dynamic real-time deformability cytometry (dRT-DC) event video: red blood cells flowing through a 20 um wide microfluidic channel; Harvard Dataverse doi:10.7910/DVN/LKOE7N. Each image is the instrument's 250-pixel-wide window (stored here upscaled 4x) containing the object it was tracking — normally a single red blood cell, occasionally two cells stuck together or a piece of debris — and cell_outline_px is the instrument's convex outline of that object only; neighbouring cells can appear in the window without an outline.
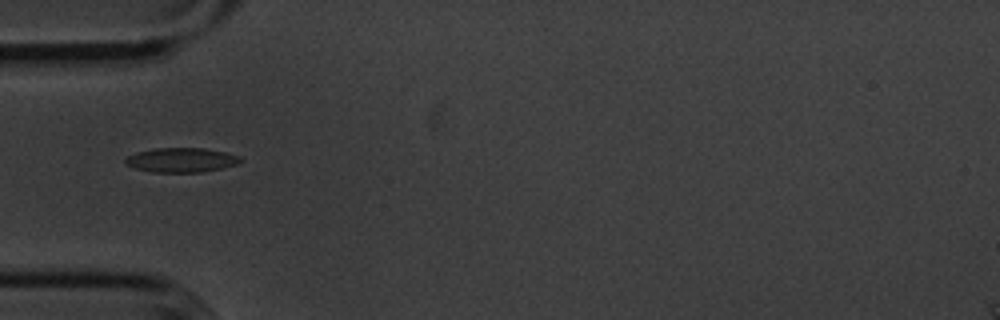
{"species": "common noctule bat (a hibernating species)", "species_latin": "Nyctalus noctula", "temperature_condition": "cold", "stored_images_in_passage": 39, "camera_frame_rate_fps": 3000, "um_per_image_px": 0.085, "animal": {"sex": "male", "body_mass_g": 20.1, "forearm_length_mm": 53.5}, "frame": {"image": 1, "passage_image": 1, "time_ms": 0.0, "image_size_px": [1000, 320], "cell_outline_px": [[244, 160], [236, 164], [220, 168], [200, 172], [152, 172], [136, 168], [124, 164], [124, 160], [128, 156], [136, 152], [156, 148], [204, 148], [224, 152], [240, 156]], "centroid_in_image_um": [15.39, 13.6], "position_along_channel_um": 69.6, "area_um2": 16.3}}
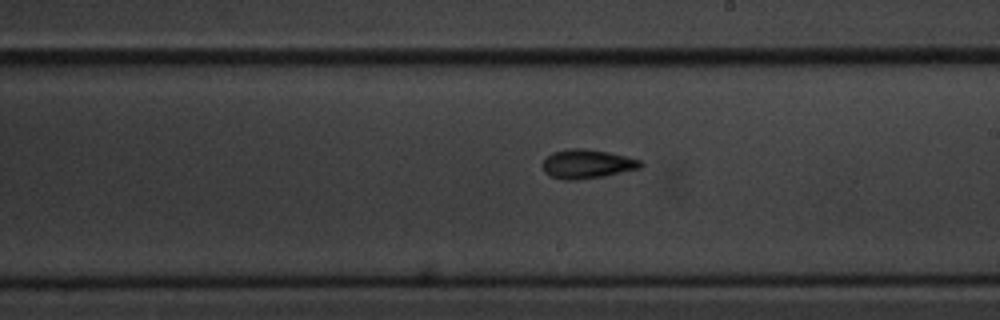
{"frame": {"image": 2, "passage_image": 15, "time_ms": 4.667, "image_size_px": [1000, 320], "cell_outline_px": [[644, 164], [640, 168], [604, 176], [572, 180], [564, 180], [552, 176], [544, 172], [540, 164], [552, 152], [568, 148], [584, 148], [608, 152], [640, 160]], "centroid_in_image_um": [49.86, 13.93], "position_along_channel_um": 239.1, "area_um2": 16.53}}
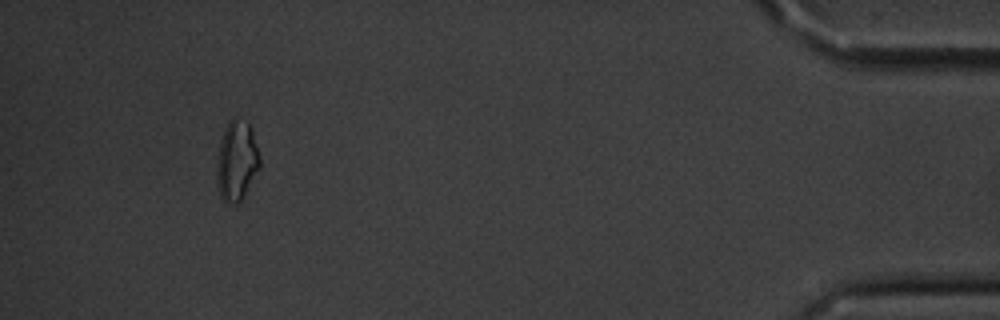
{"frame": {"image": 3, "passage_image": 35, "time_ms": 11.333, "image_size_px": [1000, 320], "cell_outline_px": [[260, 168], [244, 196], [236, 204], [224, 200], [220, 196], [216, 176], [216, 164], [220, 140], [228, 120], [232, 116], [236, 116], [248, 120], [260, 156]], "centroid_in_image_um": [20.12, 13.61], "position_along_channel_um": 415.1, "area_um2": 20.35}, "authors_computed_cell_mechanics": {"area_um2": 16.184, "velocity_mm_per_s": 3.6165, "shape_relaxation_time_tau1_ms": 2.6053, "shape_relaxation_time_tau2_ms": 6.5405, "deformation_change_tau1": 0.0959, "deformation_change_tau2": 0.1259}}